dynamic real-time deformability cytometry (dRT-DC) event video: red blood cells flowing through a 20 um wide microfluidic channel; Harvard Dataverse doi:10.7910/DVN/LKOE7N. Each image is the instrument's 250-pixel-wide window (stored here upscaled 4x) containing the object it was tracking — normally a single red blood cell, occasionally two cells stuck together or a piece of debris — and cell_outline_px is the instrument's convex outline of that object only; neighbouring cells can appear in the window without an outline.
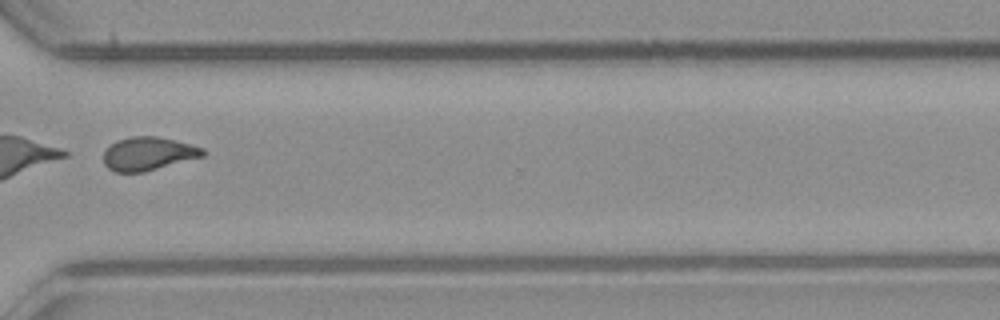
{"species": "common noctule bat (a hibernating species)", "species_latin": "Nyctalus noctula", "temperature_condition": "room temperature", "stored_images_in_passage": 52, "camera_frame_rate_fps": 3000, "um_per_image_px": 0.085, "animal": {"sex": "male", "body_mass_g": 23.1, "forearm_length_mm": 52.7}, "frame": {"image": 1, "passage_image": 40, "time_ms": 13.0, "image_size_px": [1000, 320], "cell_outline_px": [[204, 156], [144, 172], [116, 172], [108, 168], [104, 164], [104, 152], [116, 140], [128, 136], [156, 136], [192, 144], [204, 148]], "centroid_in_image_um": [12.6, 13.06], "position_along_channel_um": 358.0, "area_um2": 19.31}}